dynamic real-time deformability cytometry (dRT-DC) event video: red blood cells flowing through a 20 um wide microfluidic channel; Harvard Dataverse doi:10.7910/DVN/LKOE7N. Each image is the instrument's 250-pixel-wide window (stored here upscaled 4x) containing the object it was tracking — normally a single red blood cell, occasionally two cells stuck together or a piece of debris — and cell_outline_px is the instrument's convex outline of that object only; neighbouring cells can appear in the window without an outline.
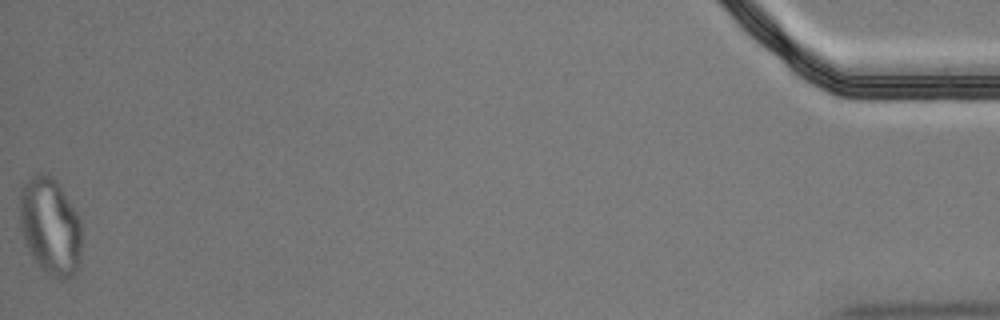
{"species": "Egyptian fruit bat (a non-hibernating species)", "species_latin": "Rousettus aegyptiacus", "temperature_condition": "cold", "stored_images_in_passage": 57, "segment_of_instrument_passage": [2, 2], "camera_frame_rate_fps": 3000, "um_per_image_px": 0.085, "animal": {"sex": "male"}, "frame": {"image": 1, "passage_image": 57, "time_ms": 18.667, "image_size_px": [1000, 320], "cell_outline_px": [[80, 268], [72, 276], [60, 280], [44, 272], [36, 260], [20, 228], [20, 188], [36, 172], [40, 172], [52, 176], [56, 180], [76, 212], [80, 220]], "centroid_in_image_um": [4.28, 19.22], "position_along_channel_um": 430.9, "area_um2": 34.74}}